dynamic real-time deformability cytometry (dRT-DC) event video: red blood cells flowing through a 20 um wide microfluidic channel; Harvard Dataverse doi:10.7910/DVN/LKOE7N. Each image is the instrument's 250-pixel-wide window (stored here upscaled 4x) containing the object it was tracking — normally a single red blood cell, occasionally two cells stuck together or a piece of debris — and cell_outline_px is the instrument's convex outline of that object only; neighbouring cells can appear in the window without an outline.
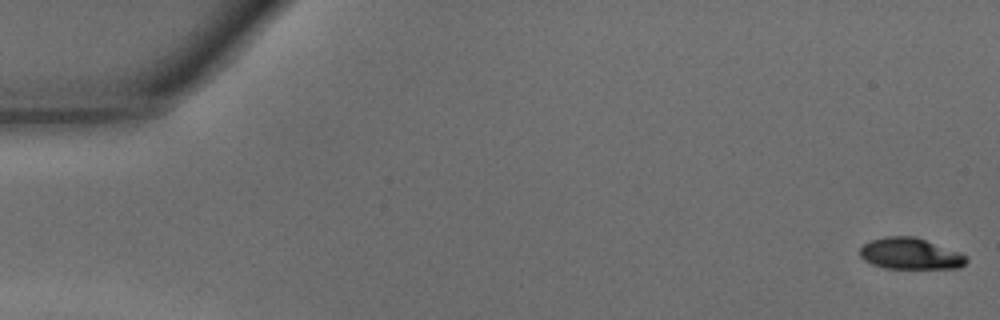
{"species": "common noctule bat (a hibernating species)", "species_latin": "Nyctalus noctula", "temperature_condition": "warm", "stored_images_in_passage": 45, "camera_frame_rate_fps": 3000, "um_per_image_px": 0.085, "animal": {"sex": "male", "body_mass_g": 15.6}, "frame": {"image": 1, "passage_image": 1, "time_ms": 0.0, "image_size_px": [1000, 320], "cell_outline_px": [[968, 260], [960, 268], [884, 268], [872, 264], [864, 260], [860, 256], [860, 248], [864, 244], [872, 240], [884, 236], [916, 236], [960, 252], [968, 256]], "centroid_in_image_um": [77.39, 21.56], "position_along_channel_um": 7.6, "area_um2": 19.54}}
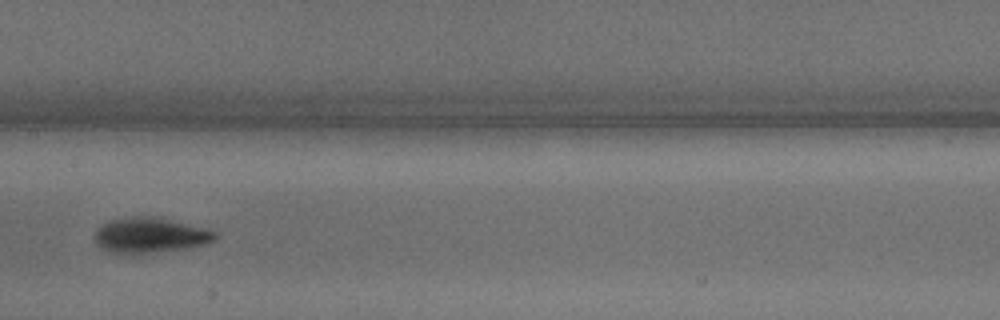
{"frame": {"image": 2, "passage_image": 24, "time_ms": 7.667, "image_size_px": [1000, 320], "cell_outline_px": [[216, 240], [204, 244], [184, 248], [152, 252], [112, 252], [96, 244], [96, 232], [100, 224], [124, 216], [152, 216], [208, 228], [216, 232]], "centroid_in_image_um": [12.78, 19.96], "position_along_channel_um": 194.6, "area_um2": 24.28}}
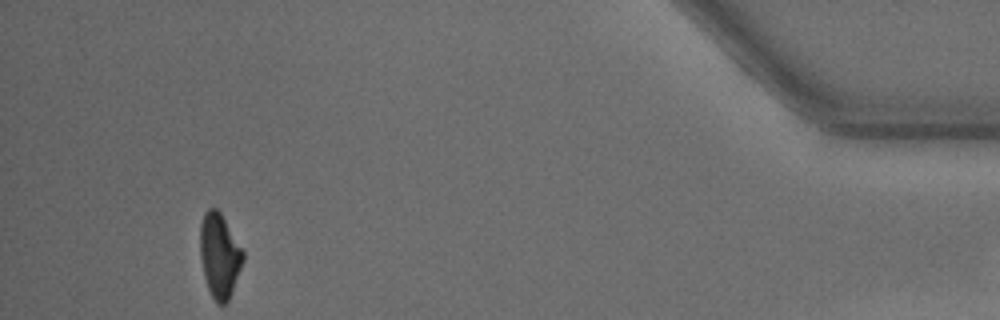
{"frame": {"image": 3, "passage_image": 44, "time_ms": 14.333, "image_size_px": [1000, 320], "cell_outline_px": [[244, 260], [228, 300], [224, 304], [220, 304], [212, 296], [208, 288], [204, 276], [200, 256], [200, 224], [204, 212], [208, 208], [216, 208], [220, 212], [244, 252]], "centroid_in_image_um": [18.64, 21.68], "position_along_channel_um": 416.6, "area_um2": 20.81}}